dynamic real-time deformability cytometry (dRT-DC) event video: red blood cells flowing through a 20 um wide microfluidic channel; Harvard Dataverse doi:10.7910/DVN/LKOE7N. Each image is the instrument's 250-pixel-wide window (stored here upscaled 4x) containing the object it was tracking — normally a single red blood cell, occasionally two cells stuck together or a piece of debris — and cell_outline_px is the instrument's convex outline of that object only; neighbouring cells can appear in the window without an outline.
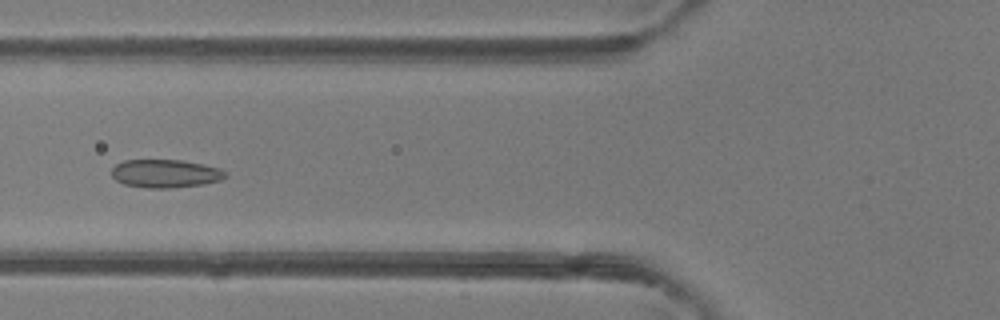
{"species": "common noctule bat (a hibernating species)", "species_latin": "Nyctalus noctula", "temperature_condition": "room temperature", "stored_images_in_passage": 51, "camera_frame_rate_fps": 3000, "um_per_image_px": 0.085, "animal": {"sex": "female"}, "frame": {"image": 1, "passage_image": 20, "time_ms": 6.333, "image_size_px": [1000, 320], "cell_outline_px": [[228, 176], [220, 180], [204, 184], [168, 188], [148, 188], [124, 184], [116, 180], [112, 176], [112, 168], [116, 164], [124, 160], [180, 160], [220, 168], [228, 172]], "centroid_in_image_um": [14.07, 14.75], "position_along_channel_um": 111.7, "area_um2": 18.67}}
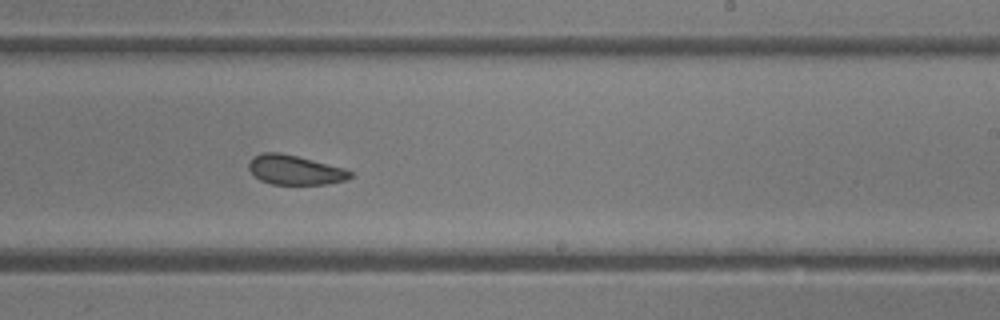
{"frame": {"image": 2, "passage_image": 31, "time_ms": 10.0, "image_size_px": [1000, 320], "cell_outline_px": [[352, 176], [348, 180], [328, 184], [272, 184], [260, 180], [248, 168], [248, 164], [252, 156], [264, 152], [280, 152], [344, 168], [352, 172]], "centroid_in_image_um": [25.07, 14.45], "position_along_channel_um": 263.9, "area_um2": 17.4}}
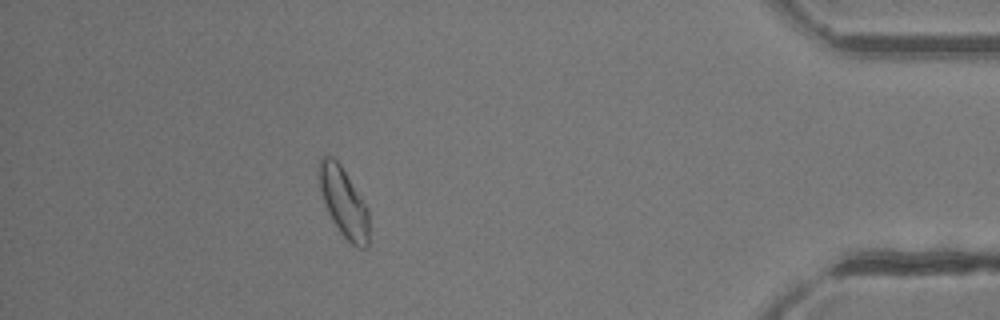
{"frame": {"image": 3, "passage_image": 45, "time_ms": 14.667, "image_size_px": [1000, 320], "cell_outline_px": [[368, 244], [364, 248], [356, 248], [340, 232], [332, 220], [324, 204], [316, 176], [316, 172], [320, 156], [332, 156], [340, 164], [368, 208]], "centroid_in_image_um": [29.16, 17.15], "position_along_channel_um": 406.0, "area_um2": 20.35}, "authors_computed_cell_mechanics": {"area_um2": 19.8254, "velocity_mm_per_s": 4.1562, "shape_relaxation_time_tau1_ms": null, "shape_relaxation_time_tau2_ms": 2.1814, "deformation_change_tau1": null, "deformation_change_tau2": 0.0622}}